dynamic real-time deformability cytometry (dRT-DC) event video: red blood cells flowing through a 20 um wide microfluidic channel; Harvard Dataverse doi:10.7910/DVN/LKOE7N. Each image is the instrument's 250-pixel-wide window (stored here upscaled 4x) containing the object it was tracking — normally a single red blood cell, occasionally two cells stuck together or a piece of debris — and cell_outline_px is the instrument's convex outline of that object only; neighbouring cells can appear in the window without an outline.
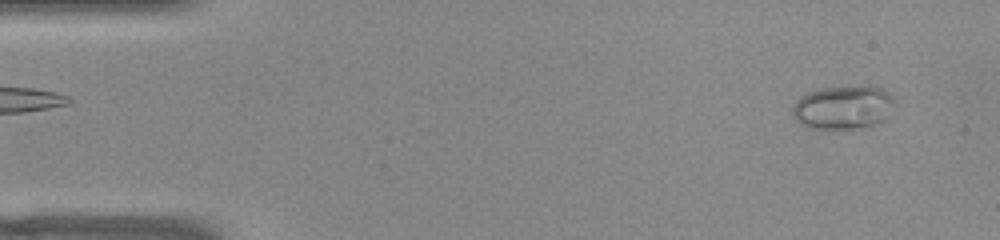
{"species": "common noctule bat (a hibernating species)", "species_latin": "Nyctalus noctula", "temperature_condition": "warm", "stored_images_in_passage": 52, "camera_frame_rate_fps": 3000, "um_per_image_px": 0.085, "animal": {"sex": "female", "body_mass_g": 22.0, "forearm_length_mm": 56.7}, "frame": {"image": 1, "passage_image": 3, "time_ms": 0.667, "image_size_px": [1000, 240], "cell_outline_px": [[896, 104], [888, 116], [884, 120], [872, 124], [852, 128], [812, 128], [800, 124], [796, 120], [792, 112], [792, 108], [796, 100], [800, 96], [808, 92], [820, 88], [860, 84], [872, 84], [888, 92], [892, 96]], "centroid_in_image_um": [71.69, 9.07], "position_along_channel_um": 13.3, "area_um2": 26.36}}
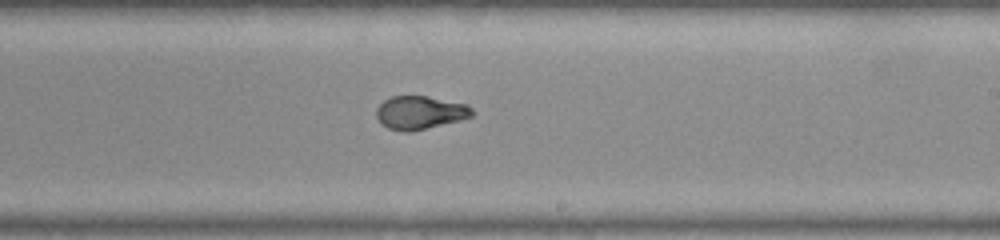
{"frame": {"image": 2, "passage_image": 30, "time_ms": 9.667, "image_size_px": [1000, 240], "cell_outline_px": [[476, 112], [472, 116], [460, 120], [408, 132], [400, 132], [388, 128], [376, 116], [376, 108], [384, 100], [392, 96], [428, 96], [468, 104]], "centroid_in_image_um": [35.73, 9.56], "position_along_channel_um": 253.3, "area_um2": 18.55}}
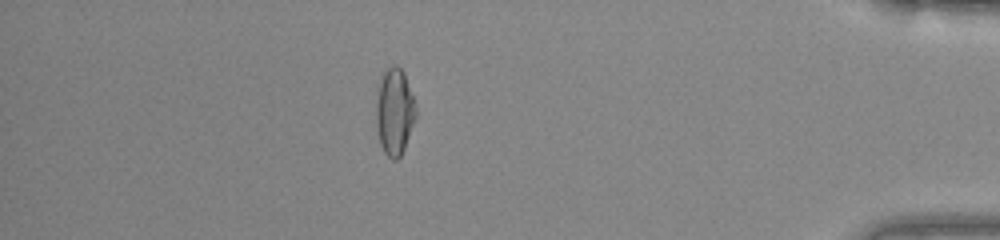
{"frame": {"image": 3, "passage_image": 45, "time_ms": 14.667, "image_size_px": [1000, 240], "cell_outline_px": [[416, 116], [404, 148], [400, 156], [396, 160], [392, 160], [384, 152], [380, 144], [376, 124], [376, 104], [380, 84], [384, 72], [392, 64], [396, 64], [404, 72], [412, 96], [416, 112]], "centroid_in_image_um": [33.53, 9.51], "position_along_channel_um": 401.7, "area_um2": 19.65}, "authors_computed_cell_mechanics": {"area_um2": 19.5653, "velocity_mm_per_s": 3.8788, "shape_relaxation_time_tau1_ms": 11.3206, "shape_relaxation_time_tau2_ms": 0.8452, "deformation_change_tau1": 0.3844, "deformation_change_tau2": 0.0657}}